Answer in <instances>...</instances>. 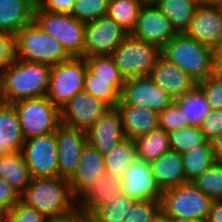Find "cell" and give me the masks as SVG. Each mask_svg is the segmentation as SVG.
Returning a JSON list of instances; mask_svg holds the SVG:
<instances>
[{"label":"cell","mask_w":222,"mask_h":222,"mask_svg":"<svg viewBox=\"0 0 222 222\" xmlns=\"http://www.w3.org/2000/svg\"><path fill=\"white\" fill-rule=\"evenodd\" d=\"M50 71L46 64L15 59L0 73V102L14 104L46 96Z\"/></svg>","instance_id":"obj_1"},{"label":"cell","mask_w":222,"mask_h":222,"mask_svg":"<svg viewBox=\"0 0 222 222\" xmlns=\"http://www.w3.org/2000/svg\"><path fill=\"white\" fill-rule=\"evenodd\" d=\"M21 200L47 219L70 214L77 208L68 180L61 177L31 178Z\"/></svg>","instance_id":"obj_2"},{"label":"cell","mask_w":222,"mask_h":222,"mask_svg":"<svg viewBox=\"0 0 222 222\" xmlns=\"http://www.w3.org/2000/svg\"><path fill=\"white\" fill-rule=\"evenodd\" d=\"M161 56L180 67L197 83L211 75L213 49L184 33L171 39L161 49Z\"/></svg>","instance_id":"obj_3"},{"label":"cell","mask_w":222,"mask_h":222,"mask_svg":"<svg viewBox=\"0 0 222 222\" xmlns=\"http://www.w3.org/2000/svg\"><path fill=\"white\" fill-rule=\"evenodd\" d=\"M16 59L55 66L71 57L60 42L34 21L15 35Z\"/></svg>","instance_id":"obj_4"},{"label":"cell","mask_w":222,"mask_h":222,"mask_svg":"<svg viewBox=\"0 0 222 222\" xmlns=\"http://www.w3.org/2000/svg\"><path fill=\"white\" fill-rule=\"evenodd\" d=\"M212 199L192 182L163 191L161 212L164 219L191 218L204 221L208 218Z\"/></svg>","instance_id":"obj_5"},{"label":"cell","mask_w":222,"mask_h":222,"mask_svg":"<svg viewBox=\"0 0 222 222\" xmlns=\"http://www.w3.org/2000/svg\"><path fill=\"white\" fill-rule=\"evenodd\" d=\"M33 21L57 39L70 57H84L86 23L69 14L44 11L37 4Z\"/></svg>","instance_id":"obj_6"},{"label":"cell","mask_w":222,"mask_h":222,"mask_svg":"<svg viewBox=\"0 0 222 222\" xmlns=\"http://www.w3.org/2000/svg\"><path fill=\"white\" fill-rule=\"evenodd\" d=\"M110 56L126 81L150 76L161 49L129 34Z\"/></svg>","instance_id":"obj_7"},{"label":"cell","mask_w":222,"mask_h":222,"mask_svg":"<svg viewBox=\"0 0 222 222\" xmlns=\"http://www.w3.org/2000/svg\"><path fill=\"white\" fill-rule=\"evenodd\" d=\"M12 105L18 114L25 140L55 133L61 124L60 109L46 96L22 100Z\"/></svg>","instance_id":"obj_8"},{"label":"cell","mask_w":222,"mask_h":222,"mask_svg":"<svg viewBox=\"0 0 222 222\" xmlns=\"http://www.w3.org/2000/svg\"><path fill=\"white\" fill-rule=\"evenodd\" d=\"M87 72L84 57H71L69 60L51 67L49 87L46 97L59 109L76 94L84 91Z\"/></svg>","instance_id":"obj_9"},{"label":"cell","mask_w":222,"mask_h":222,"mask_svg":"<svg viewBox=\"0 0 222 222\" xmlns=\"http://www.w3.org/2000/svg\"><path fill=\"white\" fill-rule=\"evenodd\" d=\"M22 153L32 178L59 177L55 133L25 140Z\"/></svg>","instance_id":"obj_10"},{"label":"cell","mask_w":222,"mask_h":222,"mask_svg":"<svg viewBox=\"0 0 222 222\" xmlns=\"http://www.w3.org/2000/svg\"><path fill=\"white\" fill-rule=\"evenodd\" d=\"M128 35L125 29L108 16L86 23L84 58L111 55Z\"/></svg>","instance_id":"obj_11"},{"label":"cell","mask_w":222,"mask_h":222,"mask_svg":"<svg viewBox=\"0 0 222 222\" xmlns=\"http://www.w3.org/2000/svg\"><path fill=\"white\" fill-rule=\"evenodd\" d=\"M111 109L107 103L83 91L60 108V121L61 124L87 132Z\"/></svg>","instance_id":"obj_12"},{"label":"cell","mask_w":222,"mask_h":222,"mask_svg":"<svg viewBox=\"0 0 222 222\" xmlns=\"http://www.w3.org/2000/svg\"><path fill=\"white\" fill-rule=\"evenodd\" d=\"M178 33L170 20L153 2H145L141 7L136 27L131 35L162 49Z\"/></svg>","instance_id":"obj_13"},{"label":"cell","mask_w":222,"mask_h":222,"mask_svg":"<svg viewBox=\"0 0 222 222\" xmlns=\"http://www.w3.org/2000/svg\"><path fill=\"white\" fill-rule=\"evenodd\" d=\"M121 193L135 201H161L163 191L152 174L150 162L137 159L121 179Z\"/></svg>","instance_id":"obj_14"},{"label":"cell","mask_w":222,"mask_h":222,"mask_svg":"<svg viewBox=\"0 0 222 222\" xmlns=\"http://www.w3.org/2000/svg\"><path fill=\"white\" fill-rule=\"evenodd\" d=\"M121 100L125 104L146 107L157 113L162 112L174 101L149 76L126 80Z\"/></svg>","instance_id":"obj_15"},{"label":"cell","mask_w":222,"mask_h":222,"mask_svg":"<svg viewBox=\"0 0 222 222\" xmlns=\"http://www.w3.org/2000/svg\"><path fill=\"white\" fill-rule=\"evenodd\" d=\"M55 135L59 177L69 180L76 172L83 148L87 144L86 132L60 124Z\"/></svg>","instance_id":"obj_16"},{"label":"cell","mask_w":222,"mask_h":222,"mask_svg":"<svg viewBox=\"0 0 222 222\" xmlns=\"http://www.w3.org/2000/svg\"><path fill=\"white\" fill-rule=\"evenodd\" d=\"M212 49L222 41V12L217 4L199 5L184 32Z\"/></svg>","instance_id":"obj_17"},{"label":"cell","mask_w":222,"mask_h":222,"mask_svg":"<svg viewBox=\"0 0 222 222\" xmlns=\"http://www.w3.org/2000/svg\"><path fill=\"white\" fill-rule=\"evenodd\" d=\"M149 77L174 100L191 93L198 86L186 72L163 56L153 66Z\"/></svg>","instance_id":"obj_18"},{"label":"cell","mask_w":222,"mask_h":222,"mask_svg":"<svg viewBox=\"0 0 222 222\" xmlns=\"http://www.w3.org/2000/svg\"><path fill=\"white\" fill-rule=\"evenodd\" d=\"M87 144L96 148L103 156L125 139L122 121L116 108L95 122L86 132Z\"/></svg>","instance_id":"obj_19"},{"label":"cell","mask_w":222,"mask_h":222,"mask_svg":"<svg viewBox=\"0 0 222 222\" xmlns=\"http://www.w3.org/2000/svg\"><path fill=\"white\" fill-rule=\"evenodd\" d=\"M105 174L104 156L96 148L86 144L78 168L68 180L74 198L77 200L95 181Z\"/></svg>","instance_id":"obj_20"},{"label":"cell","mask_w":222,"mask_h":222,"mask_svg":"<svg viewBox=\"0 0 222 222\" xmlns=\"http://www.w3.org/2000/svg\"><path fill=\"white\" fill-rule=\"evenodd\" d=\"M120 114L126 138L135 139L159 128V113L146 107L125 104L122 100L115 107Z\"/></svg>","instance_id":"obj_21"},{"label":"cell","mask_w":222,"mask_h":222,"mask_svg":"<svg viewBox=\"0 0 222 222\" xmlns=\"http://www.w3.org/2000/svg\"><path fill=\"white\" fill-rule=\"evenodd\" d=\"M36 0H0V31L16 35L34 19Z\"/></svg>","instance_id":"obj_22"},{"label":"cell","mask_w":222,"mask_h":222,"mask_svg":"<svg viewBox=\"0 0 222 222\" xmlns=\"http://www.w3.org/2000/svg\"><path fill=\"white\" fill-rule=\"evenodd\" d=\"M150 167L154 179L162 191L187 183L183 158L177 152L169 151L163 154L160 158L150 162Z\"/></svg>","instance_id":"obj_23"},{"label":"cell","mask_w":222,"mask_h":222,"mask_svg":"<svg viewBox=\"0 0 222 222\" xmlns=\"http://www.w3.org/2000/svg\"><path fill=\"white\" fill-rule=\"evenodd\" d=\"M25 139L17 112L12 104L0 102V157L22 151Z\"/></svg>","instance_id":"obj_24"},{"label":"cell","mask_w":222,"mask_h":222,"mask_svg":"<svg viewBox=\"0 0 222 222\" xmlns=\"http://www.w3.org/2000/svg\"><path fill=\"white\" fill-rule=\"evenodd\" d=\"M120 194L121 179L106 173L77 199V208L88 214L98 203H108Z\"/></svg>","instance_id":"obj_25"},{"label":"cell","mask_w":222,"mask_h":222,"mask_svg":"<svg viewBox=\"0 0 222 222\" xmlns=\"http://www.w3.org/2000/svg\"><path fill=\"white\" fill-rule=\"evenodd\" d=\"M0 178L4 179L20 195L25 192L32 177L25 164L22 151L8 152L0 157Z\"/></svg>","instance_id":"obj_26"},{"label":"cell","mask_w":222,"mask_h":222,"mask_svg":"<svg viewBox=\"0 0 222 222\" xmlns=\"http://www.w3.org/2000/svg\"><path fill=\"white\" fill-rule=\"evenodd\" d=\"M152 2L170 20L178 34L186 31L199 6L196 0H154Z\"/></svg>","instance_id":"obj_27"},{"label":"cell","mask_w":222,"mask_h":222,"mask_svg":"<svg viewBox=\"0 0 222 222\" xmlns=\"http://www.w3.org/2000/svg\"><path fill=\"white\" fill-rule=\"evenodd\" d=\"M138 159L133 139L125 138L104 155L107 174L122 179L128 168Z\"/></svg>","instance_id":"obj_28"},{"label":"cell","mask_w":222,"mask_h":222,"mask_svg":"<svg viewBox=\"0 0 222 222\" xmlns=\"http://www.w3.org/2000/svg\"><path fill=\"white\" fill-rule=\"evenodd\" d=\"M138 159L152 162L171 151L168 133L157 128L134 139Z\"/></svg>","instance_id":"obj_29"},{"label":"cell","mask_w":222,"mask_h":222,"mask_svg":"<svg viewBox=\"0 0 222 222\" xmlns=\"http://www.w3.org/2000/svg\"><path fill=\"white\" fill-rule=\"evenodd\" d=\"M125 80L94 79L88 69L85 75L84 92L115 108L121 100Z\"/></svg>","instance_id":"obj_30"},{"label":"cell","mask_w":222,"mask_h":222,"mask_svg":"<svg viewBox=\"0 0 222 222\" xmlns=\"http://www.w3.org/2000/svg\"><path fill=\"white\" fill-rule=\"evenodd\" d=\"M135 200L123 195L115 196L108 203H98L89 213L91 222H123Z\"/></svg>","instance_id":"obj_31"},{"label":"cell","mask_w":222,"mask_h":222,"mask_svg":"<svg viewBox=\"0 0 222 222\" xmlns=\"http://www.w3.org/2000/svg\"><path fill=\"white\" fill-rule=\"evenodd\" d=\"M181 155L186 182L194 181L215 163L210 141Z\"/></svg>","instance_id":"obj_32"},{"label":"cell","mask_w":222,"mask_h":222,"mask_svg":"<svg viewBox=\"0 0 222 222\" xmlns=\"http://www.w3.org/2000/svg\"><path fill=\"white\" fill-rule=\"evenodd\" d=\"M145 2V0H110L107 16L131 34Z\"/></svg>","instance_id":"obj_33"},{"label":"cell","mask_w":222,"mask_h":222,"mask_svg":"<svg viewBox=\"0 0 222 222\" xmlns=\"http://www.w3.org/2000/svg\"><path fill=\"white\" fill-rule=\"evenodd\" d=\"M175 101L184 110L189 124L193 126H199L212 110L198 88Z\"/></svg>","instance_id":"obj_34"},{"label":"cell","mask_w":222,"mask_h":222,"mask_svg":"<svg viewBox=\"0 0 222 222\" xmlns=\"http://www.w3.org/2000/svg\"><path fill=\"white\" fill-rule=\"evenodd\" d=\"M168 135L171 151L179 154L188 152L190 149H194L208 142L200 131L199 126L189 125L177 131L170 132Z\"/></svg>","instance_id":"obj_35"},{"label":"cell","mask_w":222,"mask_h":222,"mask_svg":"<svg viewBox=\"0 0 222 222\" xmlns=\"http://www.w3.org/2000/svg\"><path fill=\"white\" fill-rule=\"evenodd\" d=\"M192 183L213 201L222 200V163L215 162Z\"/></svg>","instance_id":"obj_36"},{"label":"cell","mask_w":222,"mask_h":222,"mask_svg":"<svg viewBox=\"0 0 222 222\" xmlns=\"http://www.w3.org/2000/svg\"><path fill=\"white\" fill-rule=\"evenodd\" d=\"M87 69L94 79L124 80L110 55L85 57Z\"/></svg>","instance_id":"obj_37"},{"label":"cell","mask_w":222,"mask_h":222,"mask_svg":"<svg viewBox=\"0 0 222 222\" xmlns=\"http://www.w3.org/2000/svg\"><path fill=\"white\" fill-rule=\"evenodd\" d=\"M110 0H76L72 11L78 21L88 23L107 16Z\"/></svg>","instance_id":"obj_38"},{"label":"cell","mask_w":222,"mask_h":222,"mask_svg":"<svg viewBox=\"0 0 222 222\" xmlns=\"http://www.w3.org/2000/svg\"><path fill=\"white\" fill-rule=\"evenodd\" d=\"M161 217V201H136L123 222H157Z\"/></svg>","instance_id":"obj_39"},{"label":"cell","mask_w":222,"mask_h":222,"mask_svg":"<svg viewBox=\"0 0 222 222\" xmlns=\"http://www.w3.org/2000/svg\"><path fill=\"white\" fill-rule=\"evenodd\" d=\"M184 110L174 100L159 113V128L167 133L189 126Z\"/></svg>","instance_id":"obj_40"},{"label":"cell","mask_w":222,"mask_h":222,"mask_svg":"<svg viewBox=\"0 0 222 222\" xmlns=\"http://www.w3.org/2000/svg\"><path fill=\"white\" fill-rule=\"evenodd\" d=\"M7 222H48L36 209L20 200L11 211L5 213Z\"/></svg>","instance_id":"obj_41"},{"label":"cell","mask_w":222,"mask_h":222,"mask_svg":"<svg viewBox=\"0 0 222 222\" xmlns=\"http://www.w3.org/2000/svg\"><path fill=\"white\" fill-rule=\"evenodd\" d=\"M197 88L204 94L211 109H222V82L209 76L205 81L198 83Z\"/></svg>","instance_id":"obj_42"},{"label":"cell","mask_w":222,"mask_h":222,"mask_svg":"<svg viewBox=\"0 0 222 222\" xmlns=\"http://www.w3.org/2000/svg\"><path fill=\"white\" fill-rule=\"evenodd\" d=\"M16 59L15 36L0 31V73Z\"/></svg>","instance_id":"obj_43"},{"label":"cell","mask_w":222,"mask_h":222,"mask_svg":"<svg viewBox=\"0 0 222 222\" xmlns=\"http://www.w3.org/2000/svg\"><path fill=\"white\" fill-rule=\"evenodd\" d=\"M199 128L208 141H212L220 135L222 133V109H212Z\"/></svg>","instance_id":"obj_44"},{"label":"cell","mask_w":222,"mask_h":222,"mask_svg":"<svg viewBox=\"0 0 222 222\" xmlns=\"http://www.w3.org/2000/svg\"><path fill=\"white\" fill-rule=\"evenodd\" d=\"M21 200V195L0 178V213H7Z\"/></svg>","instance_id":"obj_45"},{"label":"cell","mask_w":222,"mask_h":222,"mask_svg":"<svg viewBox=\"0 0 222 222\" xmlns=\"http://www.w3.org/2000/svg\"><path fill=\"white\" fill-rule=\"evenodd\" d=\"M75 1L76 0H36V3L44 11L71 15Z\"/></svg>","instance_id":"obj_46"},{"label":"cell","mask_w":222,"mask_h":222,"mask_svg":"<svg viewBox=\"0 0 222 222\" xmlns=\"http://www.w3.org/2000/svg\"><path fill=\"white\" fill-rule=\"evenodd\" d=\"M48 222H91L87 213L76 208L70 214L48 219Z\"/></svg>","instance_id":"obj_47"},{"label":"cell","mask_w":222,"mask_h":222,"mask_svg":"<svg viewBox=\"0 0 222 222\" xmlns=\"http://www.w3.org/2000/svg\"><path fill=\"white\" fill-rule=\"evenodd\" d=\"M207 220L210 222H222V200L212 201Z\"/></svg>","instance_id":"obj_48"},{"label":"cell","mask_w":222,"mask_h":222,"mask_svg":"<svg viewBox=\"0 0 222 222\" xmlns=\"http://www.w3.org/2000/svg\"><path fill=\"white\" fill-rule=\"evenodd\" d=\"M211 142L215 162L222 163V133Z\"/></svg>","instance_id":"obj_49"},{"label":"cell","mask_w":222,"mask_h":222,"mask_svg":"<svg viewBox=\"0 0 222 222\" xmlns=\"http://www.w3.org/2000/svg\"><path fill=\"white\" fill-rule=\"evenodd\" d=\"M210 77L216 81L222 82V59L212 58Z\"/></svg>","instance_id":"obj_50"},{"label":"cell","mask_w":222,"mask_h":222,"mask_svg":"<svg viewBox=\"0 0 222 222\" xmlns=\"http://www.w3.org/2000/svg\"><path fill=\"white\" fill-rule=\"evenodd\" d=\"M213 56L216 59H222V41L213 48Z\"/></svg>","instance_id":"obj_51"},{"label":"cell","mask_w":222,"mask_h":222,"mask_svg":"<svg viewBox=\"0 0 222 222\" xmlns=\"http://www.w3.org/2000/svg\"><path fill=\"white\" fill-rule=\"evenodd\" d=\"M170 222H202L201 220L191 219V218H183V219H166Z\"/></svg>","instance_id":"obj_52"},{"label":"cell","mask_w":222,"mask_h":222,"mask_svg":"<svg viewBox=\"0 0 222 222\" xmlns=\"http://www.w3.org/2000/svg\"><path fill=\"white\" fill-rule=\"evenodd\" d=\"M220 0H196L199 5L218 4Z\"/></svg>","instance_id":"obj_53"},{"label":"cell","mask_w":222,"mask_h":222,"mask_svg":"<svg viewBox=\"0 0 222 222\" xmlns=\"http://www.w3.org/2000/svg\"><path fill=\"white\" fill-rule=\"evenodd\" d=\"M0 222H7L5 213H0Z\"/></svg>","instance_id":"obj_54"},{"label":"cell","mask_w":222,"mask_h":222,"mask_svg":"<svg viewBox=\"0 0 222 222\" xmlns=\"http://www.w3.org/2000/svg\"><path fill=\"white\" fill-rule=\"evenodd\" d=\"M157 222H170L169 220L164 219L163 217H161Z\"/></svg>","instance_id":"obj_55"},{"label":"cell","mask_w":222,"mask_h":222,"mask_svg":"<svg viewBox=\"0 0 222 222\" xmlns=\"http://www.w3.org/2000/svg\"><path fill=\"white\" fill-rule=\"evenodd\" d=\"M222 12V0L219 1V3L217 4Z\"/></svg>","instance_id":"obj_56"}]
</instances>
